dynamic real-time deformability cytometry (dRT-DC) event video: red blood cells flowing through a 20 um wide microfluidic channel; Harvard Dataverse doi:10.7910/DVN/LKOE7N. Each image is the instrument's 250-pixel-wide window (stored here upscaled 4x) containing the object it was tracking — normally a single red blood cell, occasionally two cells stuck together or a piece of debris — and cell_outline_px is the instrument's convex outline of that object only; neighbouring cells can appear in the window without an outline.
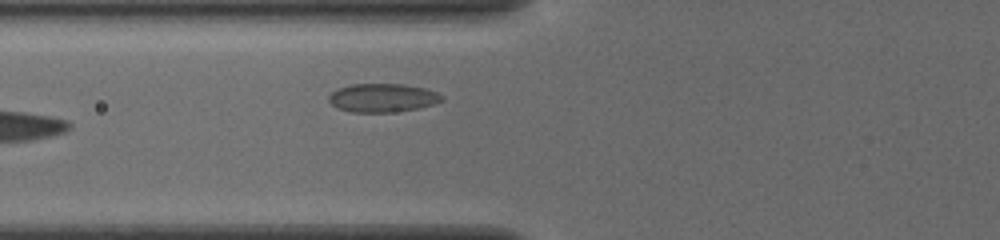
{"species": "common noctule bat (a hibernating species)", "species_latin": "Nyctalus noctula", "temperature_condition": "cold", "stored_images_in_passage": 20, "segment_of_instrument_passage": [2, 2], "camera_frame_rate_fps": 3000, "um_per_image_px": 0.085, "animal": {"sex": "female", "body_mass_g": 19.5, "forearm_length_mm": 54.1}, "frame": {"image": 1, "passage_image": 20, "time_ms": 6.333, "image_size_px": [1000, 240], "cell_outline_px": [[444, 100], [432, 104], [416, 108], [388, 112], [352, 112], [336, 108], [328, 100], [328, 96], [336, 88], [352, 84], [404, 84], [424, 88], [436, 92], [444, 96]], "centroid_in_image_um": [32.48, 8.3], "position_along_channel_um": 93.3, "area_um2": 18.73}}